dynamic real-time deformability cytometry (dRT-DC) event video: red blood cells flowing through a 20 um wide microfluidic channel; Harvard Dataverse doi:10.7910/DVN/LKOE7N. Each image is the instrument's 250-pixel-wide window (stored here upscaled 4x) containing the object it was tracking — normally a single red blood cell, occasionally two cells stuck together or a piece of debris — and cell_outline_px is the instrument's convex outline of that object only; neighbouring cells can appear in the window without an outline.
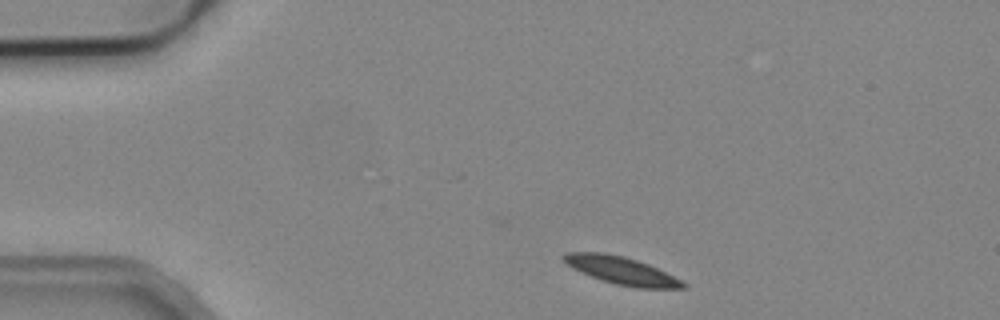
{"species": "common noctule bat (a hibernating species)", "species_latin": "Nyctalus noctula", "temperature_condition": "cold", "stored_images_in_passage": 3, "camera_frame_rate_fps": 3000, "um_per_image_px": 0.085, "animal": {"sex": "male", "body_mass_g": 19.2, "forearm_length_mm": 51.8}, "frame": {"image": 1, "passage_image": 1, "time_ms": 0.0, "image_size_px": [1000, 320], "cell_outline_px": [[688, 288], [636, 288], [616, 284], [580, 272], [572, 268], [560, 256], [568, 252], [604, 252], [624, 256], [648, 264], [688, 284]], "centroid_in_image_um": [52.82, 22.99], "position_along_channel_um": 32.2, "area_um2": 18.96}}
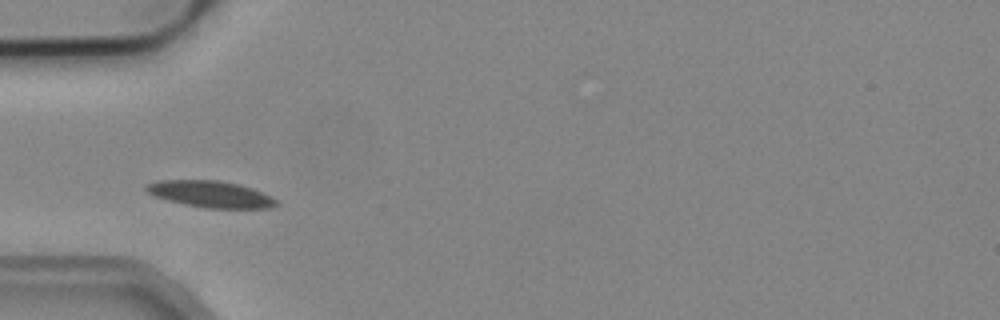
{"frame": {"image": 2, "passage_image": 3, "time_ms": 0.667, "image_size_px": [1000, 320], "cell_outline_px": [[280, 204], [272, 208], [204, 208], [184, 204], [168, 200], [156, 196], [148, 192], [144, 188], [148, 184], [156, 180], [220, 180], [252, 188], [272, 196]], "centroid_in_image_um": [17.93, 16.5], "position_along_channel_um": 67.1, "area_um2": 20.11}}